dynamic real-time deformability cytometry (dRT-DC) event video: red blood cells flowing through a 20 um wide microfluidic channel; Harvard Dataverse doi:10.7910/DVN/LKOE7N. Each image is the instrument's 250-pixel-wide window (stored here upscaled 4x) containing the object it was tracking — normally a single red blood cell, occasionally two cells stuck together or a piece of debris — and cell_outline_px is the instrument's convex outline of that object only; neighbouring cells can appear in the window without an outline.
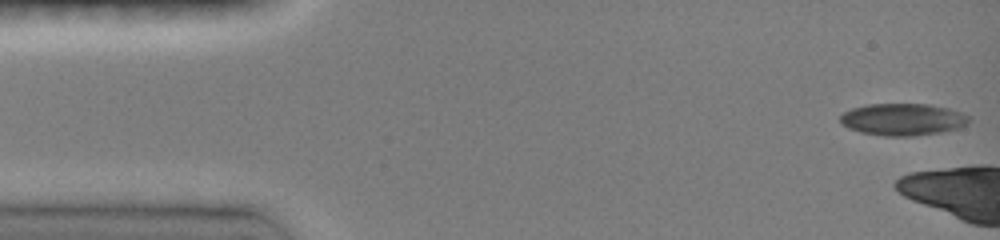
{"species": "common noctule bat (a hibernating species)", "species_latin": "Nyctalus noctula", "temperature_condition": "room temperature", "stored_images_in_passage": 4, "camera_frame_rate_fps": 3000, "um_per_image_px": 0.085, "animal": {"sex": "female", "body_mass_g": 19.0, "forearm_length_mm": 51.5}, "frame": {"image": 1, "passage_image": 1, "time_ms": 0.0, "image_size_px": [1000, 240], "cell_outline_px": [[968, 120], [964, 124], [956, 128], [936, 132], [908, 136], [884, 136], [860, 132], [848, 128], [840, 120], [840, 116], [844, 112], [852, 108], [868, 104], [928, 104], [948, 108], [960, 112], [968, 116]], "centroid_in_image_um": [76.67, 10.14], "position_along_channel_um": 8.3, "area_um2": 23.52}}